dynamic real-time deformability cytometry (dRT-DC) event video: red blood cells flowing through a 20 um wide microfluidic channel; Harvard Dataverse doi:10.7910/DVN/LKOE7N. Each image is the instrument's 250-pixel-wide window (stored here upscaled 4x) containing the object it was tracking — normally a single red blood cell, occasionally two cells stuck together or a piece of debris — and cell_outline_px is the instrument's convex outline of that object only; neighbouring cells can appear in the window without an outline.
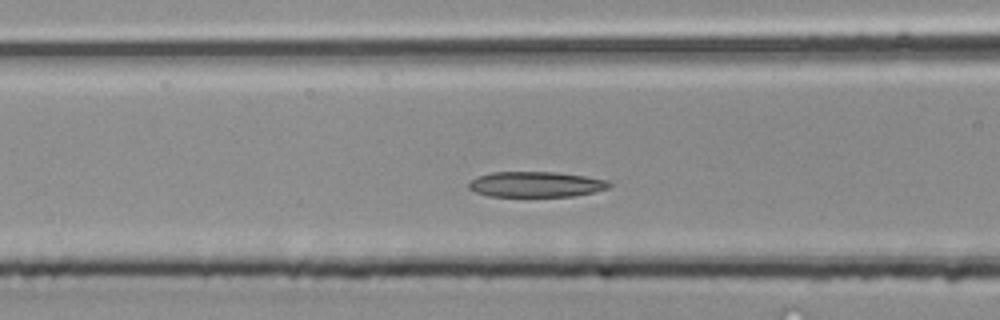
{"species": "common noctule bat (a hibernating species)", "species_latin": "Nyctalus noctula", "temperature_condition": "room temperature", "stored_images_in_passage": 38, "camera_frame_rate_fps": 3000, "um_per_image_px": 0.085, "animal": {"sex": "male", "body_mass_g": 20.4}, "frame": {"image": 1, "passage_image": 10, "time_ms": 3.0, "image_size_px": [1000, 320], "cell_outline_px": [[612, 184], [608, 188], [592, 192], [572, 196], [488, 196], [476, 192], [468, 188], [468, 184], [476, 176], [492, 172], [556, 172], [584, 176], [608, 180]], "centroid_in_image_um": [45.53, 15.66], "position_along_channel_um": 121.1, "area_um2": 20.75}}
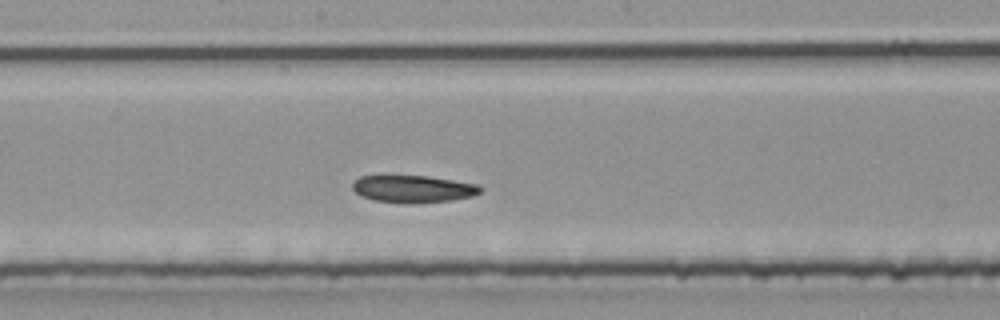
{"frame": {"image": 2, "passage_image": 16, "time_ms": 5.0, "image_size_px": [1000, 320], "cell_outline_px": [[484, 188], [480, 192], [472, 196], [452, 200], [412, 204], [404, 204], [376, 200], [360, 196], [352, 188], [352, 184], [360, 176], [428, 176], [480, 184]], "centroid_in_image_um": [35.16, 16.06], "position_along_channel_um": 213.0, "area_um2": 20.46}}
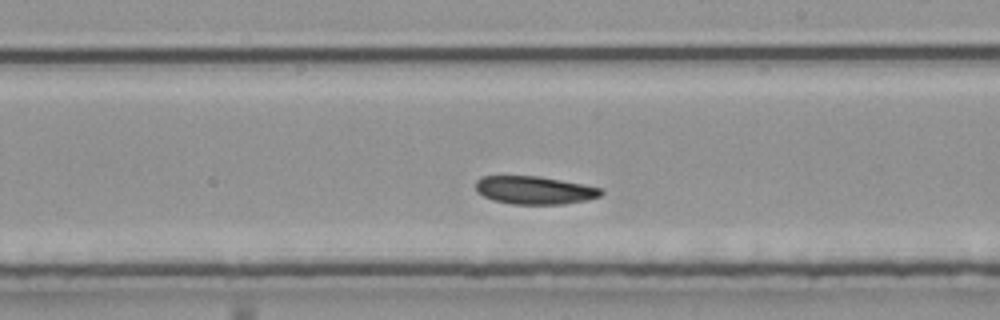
{"frame": {"image": 3, "passage_image": 18, "time_ms": 5.667, "image_size_px": [1000, 320], "cell_outline_px": [[604, 192], [600, 196], [588, 200], [564, 204], [512, 204], [492, 200], [476, 192], [476, 180], [480, 176], [540, 176], [584, 184], [604, 188]], "centroid_in_image_um": [45.46, 16.16], "position_along_channel_um": 243.5, "area_um2": 20.75}}